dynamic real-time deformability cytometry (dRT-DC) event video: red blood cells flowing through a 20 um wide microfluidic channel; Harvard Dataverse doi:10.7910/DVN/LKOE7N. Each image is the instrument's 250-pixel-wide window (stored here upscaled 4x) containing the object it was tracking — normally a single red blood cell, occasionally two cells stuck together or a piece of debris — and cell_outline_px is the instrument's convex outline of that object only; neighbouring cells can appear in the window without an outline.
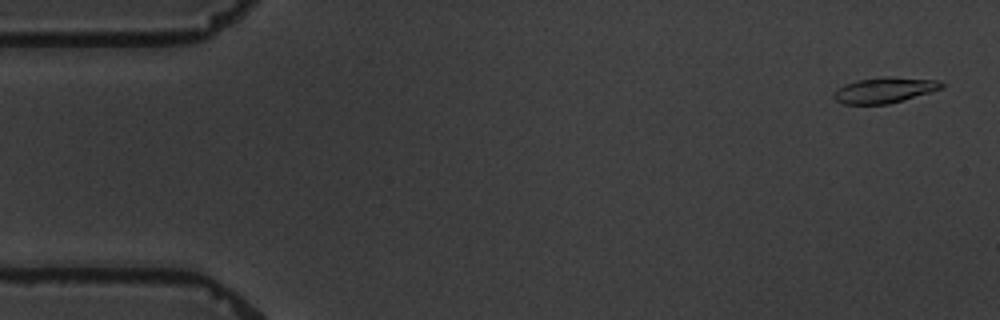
{"species": "common noctule bat (a hibernating species)", "species_latin": "Nyctalus noctula", "temperature_condition": "warm", "stored_images_in_passage": 4, "camera_frame_rate_fps": 3000, "um_per_image_px": 0.085, "animal": {"sex": "male", "body_mass_g": 19.5, "forearm_length_mm": 54.6}, "frame": {"image": 1, "passage_image": 1, "time_ms": 0.0, "image_size_px": [1000, 320], "cell_outline_px": [[944, 88], [888, 104], [844, 104], [836, 100], [832, 96], [832, 92], [844, 84], [856, 80], [876, 76], [888, 76], [936, 80], [944, 84]], "centroid_in_image_um": [75.13, 7.64], "position_along_channel_um": 9.9, "area_um2": 16.24}}
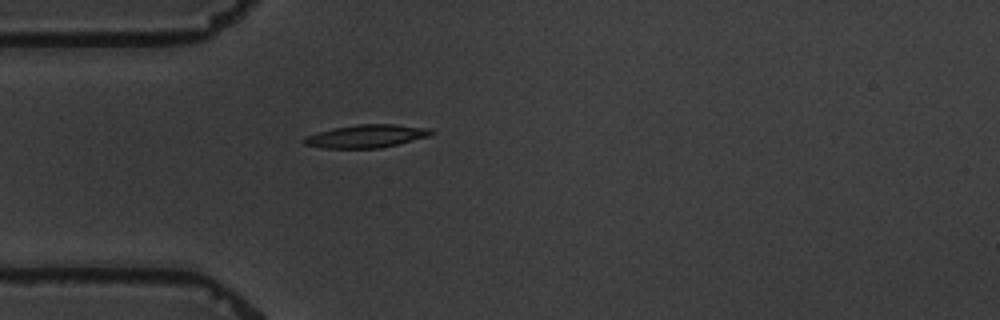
{"frame": {"image": 2, "passage_image": 4, "time_ms": 4.667, "image_size_px": [1000, 320], "cell_outline_px": [[436, 132], [428, 136], [380, 148], [324, 148], [304, 144], [300, 140], [304, 136], [332, 128], [356, 124], [396, 124], [428, 128]], "centroid_in_image_um": [31.08, 11.56], "position_along_channel_um": 53.9, "area_um2": 17.05}}